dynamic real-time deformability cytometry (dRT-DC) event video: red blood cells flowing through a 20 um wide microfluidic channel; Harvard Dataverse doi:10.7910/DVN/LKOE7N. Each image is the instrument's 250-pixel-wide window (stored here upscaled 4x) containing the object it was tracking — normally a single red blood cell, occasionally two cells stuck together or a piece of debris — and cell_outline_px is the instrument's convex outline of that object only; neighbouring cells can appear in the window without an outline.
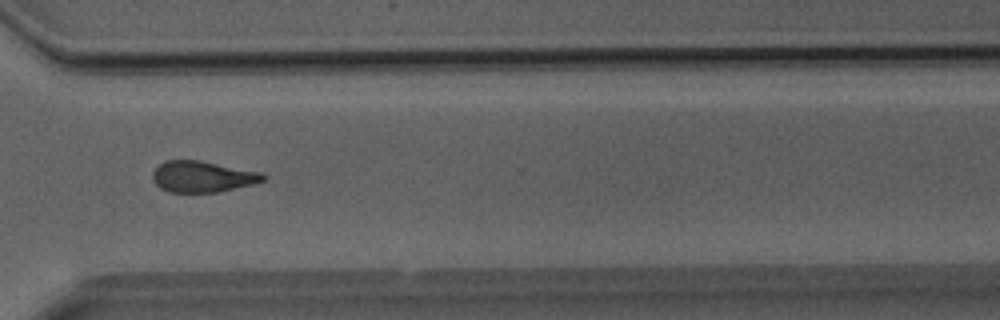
{"species": "Egyptian fruit bat (a non-hibernating species)", "species_latin": "Rousettus aegyptiacus", "temperature_condition": "room temperature", "stored_images_in_passage": 37, "camera_frame_rate_fps": 3000, "um_per_image_px": 0.085, "animal": {"sex": "male"}, "frame": {"image": 1, "passage_image": 28, "time_ms": 9.0, "image_size_px": [1000, 320], "cell_outline_px": [[268, 176], [264, 180], [256, 184], [220, 192], [168, 192], [160, 188], [152, 180], [152, 172], [164, 160], [200, 160], [260, 172]], "centroid_in_image_um": [17.22, 15.02], "position_along_channel_um": 353.4, "area_um2": 20.29}}
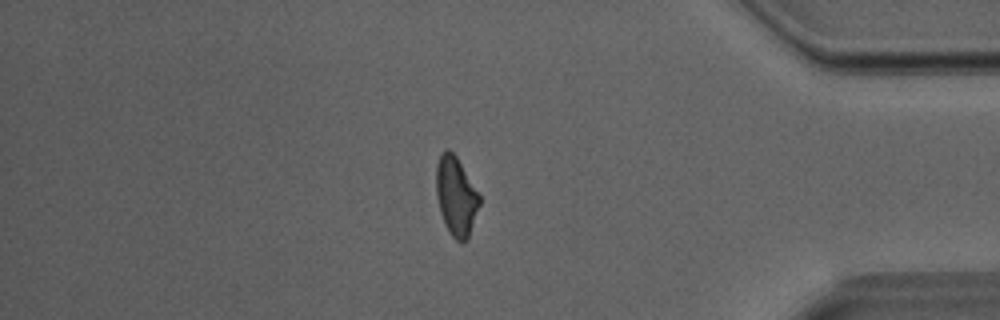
{"frame": {"image": 2, "passage_image": 32, "time_ms": 10.333, "image_size_px": [1000, 320], "cell_outline_px": [[480, 204], [468, 236], [464, 240], [456, 240], [448, 232], [444, 224], [440, 212], [436, 196], [436, 164], [440, 152], [444, 148], [448, 148], [456, 156], [480, 196]], "centroid_in_image_um": [38.72, 16.63], "position_along_channel_um": 396.5, "area_um2": 19.77}}
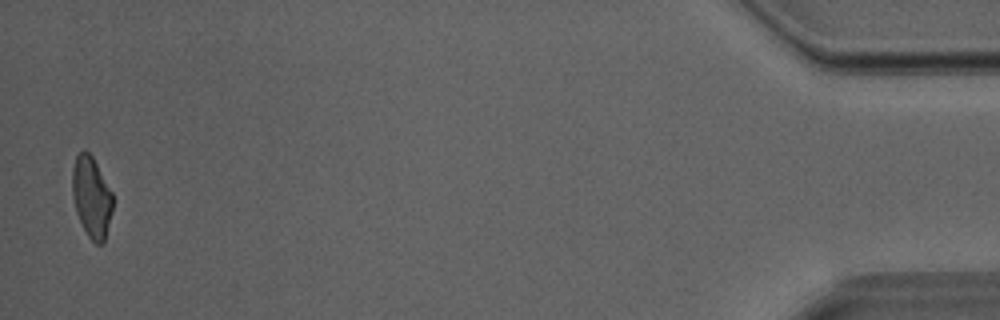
{"frame": {"image": 3, "passage_image": 37, "time_ms": 12.0, "image_size_px": [1000, 320], "cell_outline_px": [[112, 212], [104, 244], [96, 244], [88, 236], [76, 212], [72, 196], [72, 168], [76, 156], [84, 148], [92, 156], [112, 192]], "centroid_in_image_um": [7.77, 16.75], "position_along_channel_um": 427.4, "area_um2": 19.07}}